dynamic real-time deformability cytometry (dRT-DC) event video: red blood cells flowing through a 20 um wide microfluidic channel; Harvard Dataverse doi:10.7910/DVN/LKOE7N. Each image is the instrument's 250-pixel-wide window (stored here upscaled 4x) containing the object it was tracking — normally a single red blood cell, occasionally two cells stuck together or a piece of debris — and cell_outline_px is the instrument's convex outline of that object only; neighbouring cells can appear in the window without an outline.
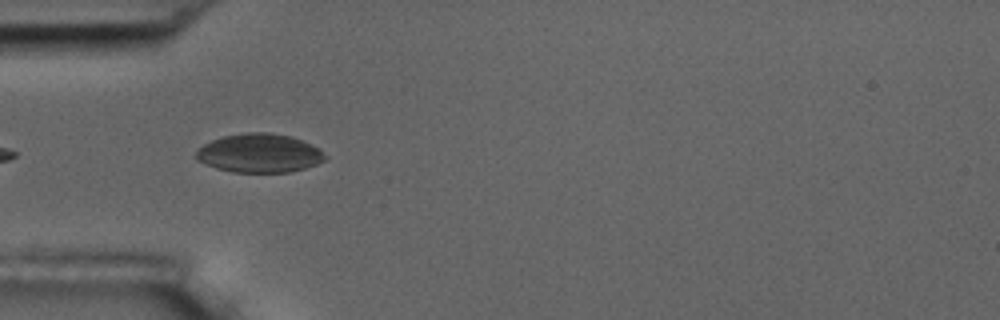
{"species": "common noctule bat (a hibernating species)", "species_latin": "Nyctalus noctula", "temperature_condition": "room temperature", "stored_images_in_passage": 10, "camera_frame_rate_fps": 3000, "um_per_image_px": 0.085, "animal": {"sex": "male", "body_mass_g": 17.5, "forearm_length_mm": 52.3}, "frame": {"image": 1, "passage_image": 4, "time_ms": 3.333, "image_size_px": [1000, 320], "cell_outline_px": [[328, 156], [324, 160], [316, 164], [304, 168], [288, 172], [232, 172], [216, 168], [196, 160], [192, 156], [204, 144], [212, 140], [224, 136], [248, 132], [268, 132], [292, 136], [320, 148]], "centroid_in_image_um": [22.05, 13.02], "position_along_channel_um": 63.0, "area_um2": 29.25}}
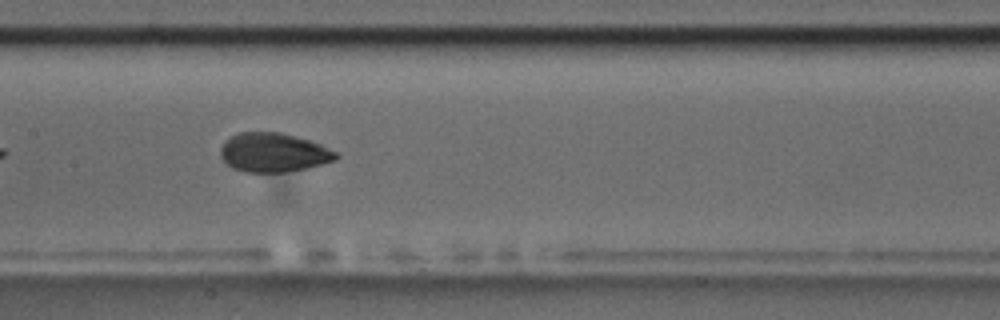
{"frame": {"image": 2, "passage_image": 7, "time_ms": 6.667, "image_size_px": [1000, 320], "cell_outline_px": [[340, 156], [336, 160], [304, 168], [284, 172], [244, 172], [232, 168], [220, 156], [220, 148], [232, 136], [240, 132], [280, 132], [296, 136], [320, 144], [340, 152]], "centroid_in_image_um": [23.28, 12.96], "position_along_channel_um": 184.1, "area_um2": 26.18}}
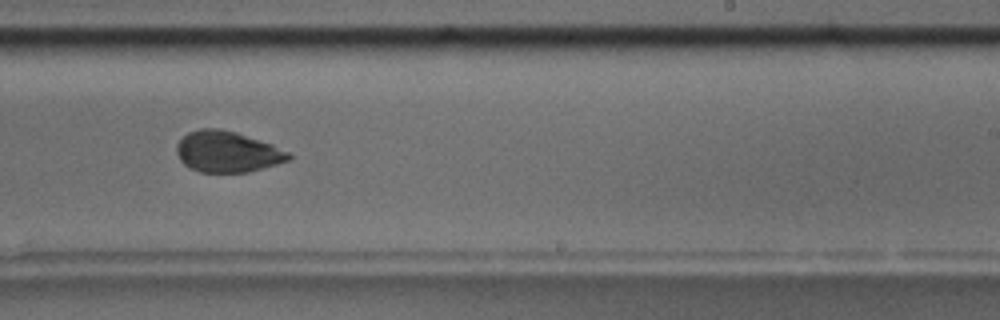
{"frame": {"image": 3, "passage_image": 9, "time_ms": 9.0, "image_size_px": [1000, 320], "cell_outline_px": [[292, 156], [288, 160], [264, 168], [248, 172], [200, 172], [184, 164], [180, 160], [176, 152], [176, 144], [188, 132], [200, 128], [220, 128], [236, 132], [272, 144], [288, 152]], "centroid_in_image_um": [19.3, 12.89], "position_along_channel_um": 269.7, "area_um2": 26.7}}